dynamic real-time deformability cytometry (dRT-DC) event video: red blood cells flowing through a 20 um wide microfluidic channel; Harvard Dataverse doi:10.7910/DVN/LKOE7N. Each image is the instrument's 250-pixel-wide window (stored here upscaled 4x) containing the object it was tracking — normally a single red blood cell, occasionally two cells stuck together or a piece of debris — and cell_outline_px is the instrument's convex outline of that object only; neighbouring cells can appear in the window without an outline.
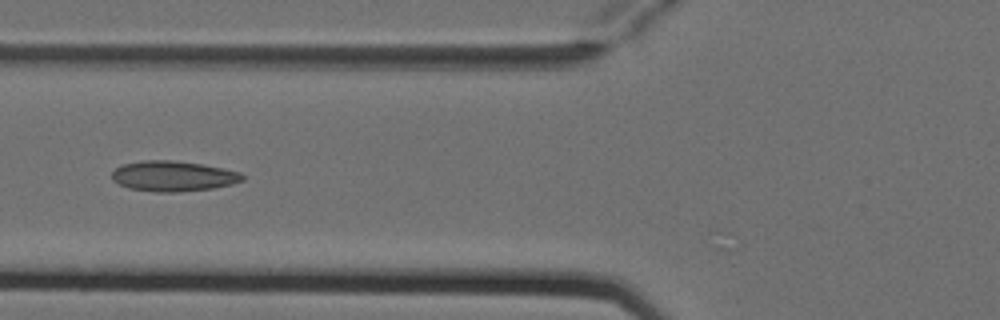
{"species": "Egyptian fruit bat (a non-hibernating species)", "species_latin": "Rousettus aegyptiacus", "temperature_condition": "cold", "stored_images_in_passage": 8, "camera_frame_rate_fps": 3000, "um_per_image_px": 0.085, "animal": {"sex": "female"}, "frame": {"image": 1, "passage_image": 6, "time_ms": 1.667, "image_size_px": [1000, 320], "cell_outline_px": [[244, 180], [232, 184], [212, 188], [176, 192], [156, 192], [128, 188], [112, 180], [112, 172], [116, 168], [124, 164], [144, 160], [172, 160], [200, 164], [240, 172], [244, 176]], "centroid_in_image_um": [14.7, 14.97], "position_along_channel_um": 111.1, "area_um2": 22.89}}
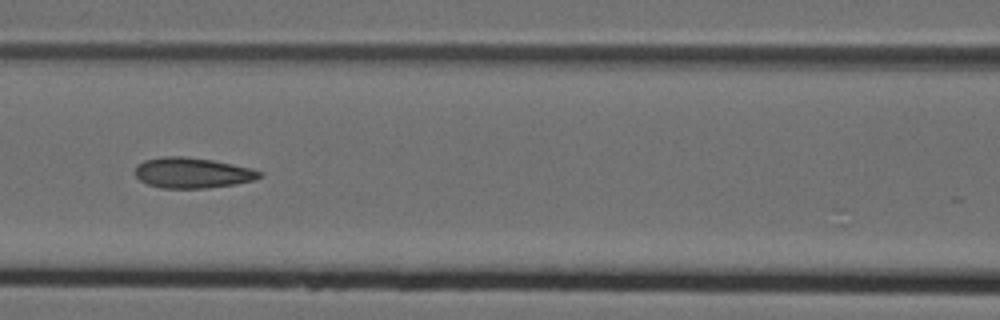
{"frame": {"image": 2, "passage_image": 7, "time_ms": 2.0, "image_size_px": [1000, 320], "cell_outline_px": [[264, 176], [252, 180], [236, 184], [208, 188], [160, 188], [148, 184], [140, 180], [136, 176], [136, 164], [144, 160], [164, 156], [184, 156], [212, 160], [252, 168], [264, 172]], "centroid_in_image_um": [16.37, 14.69], "position_along_channel_um": 150.2, "area_um2": 22.25}}